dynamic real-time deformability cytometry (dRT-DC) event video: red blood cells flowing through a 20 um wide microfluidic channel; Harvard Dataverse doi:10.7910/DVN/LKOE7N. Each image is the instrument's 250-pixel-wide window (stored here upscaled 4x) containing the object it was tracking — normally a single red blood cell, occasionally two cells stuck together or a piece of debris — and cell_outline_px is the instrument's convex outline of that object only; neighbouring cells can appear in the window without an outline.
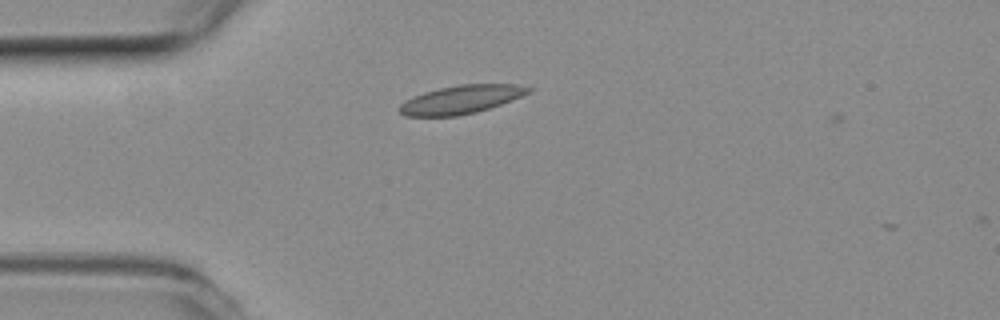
{"species": "common noctule bat (a hibernating species)", "species_latin": "Nyctalus noctula", "temperature_condition": "room temperature", "stored_images_in_passage": 3, "camera_frame_rate_fps": 3000, "um_per_image_px": 0.085, "animal": {"sex": "female", "body_mass_g": 19.3, "forearm_length_mm": 54.1}, "frame": {"image": 1, "passage_image": 2, "time_ms": 0.333, "image_size_px": [1000, 320], "cell_outline_px": [[536, 88], [532, 92], [500, 104], [476, 112], [456, 116], [404, 116], [400, 112], [400, 104], [404, 100], [412, 96], [424, 92], [440, 88], [460, 84], [516, 84]], "centroid_in_image_um": [39.21, 8.45], "position_along_channel_um": 45.8, "area_um2": 21.33}}